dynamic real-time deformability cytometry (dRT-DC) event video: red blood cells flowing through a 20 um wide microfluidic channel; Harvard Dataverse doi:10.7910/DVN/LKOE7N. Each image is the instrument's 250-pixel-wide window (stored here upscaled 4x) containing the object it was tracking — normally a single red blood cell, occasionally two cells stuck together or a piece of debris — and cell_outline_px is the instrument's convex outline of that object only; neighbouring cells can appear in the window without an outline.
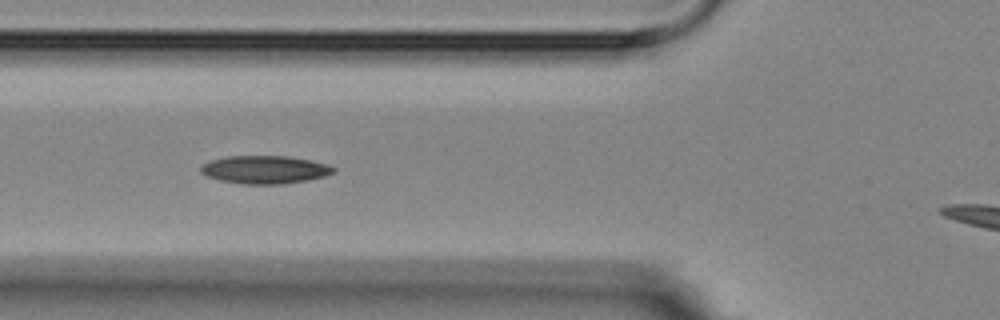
{"species": "Egyptian fruit bat (a non-hibernating species)", "species_latin": "Rousettus aegyptiacus", "temperature_condition": "room temperature", "stored_images_in_passage": 13, "camera_frame_rate_fps": 3000, "um_per_image_px": 0.085, "animal": {"sex": "female"}, "frame": {"image": 1, "passage_image": 5, "time_ms": 6.0, "image_size_px": [1000, 320], "cell_outline_px": [[336, 172], [324, 176], [308, 180], [284, 184], [240, 184], [220, 180], [204, 176], [200, 172], [200, 168], [204, 164], [212, 160], [228, 156], [288, 156], [312, 160], [328, 164], [336, 168]], "centroid_in_image_um": [22.53, 14.42], "position_along_channel_um": 103.3, "area_um2": 21.85}}
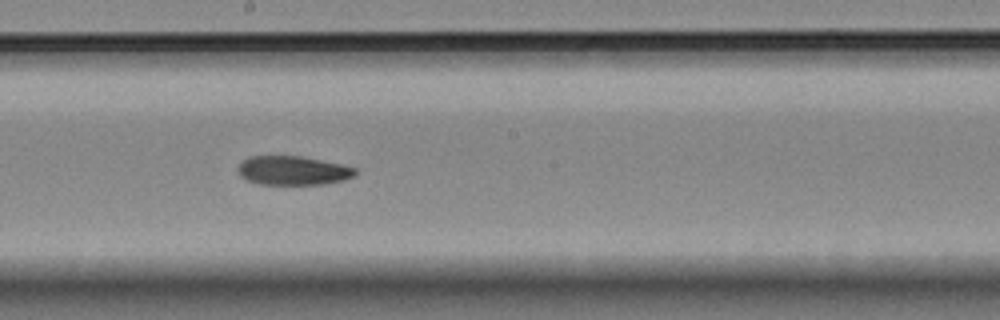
{"frame": {"image": 2, "passage_image": 8, "time_ms": 9.333, "image_size_px": [1000, 320], "cell_outline_px": [[356, 172], [352, 176], [344, 180], [324, 184], [260, 184], [248, 180], [240, 176], [236, 172], [236, 168], [248, 156], [300, 156], [340, 164], [356, 168]], "centroid_in_image_um": [24.85, 14.49], "position_along_channel_um": 223.3, "area_um2": 19.71}}
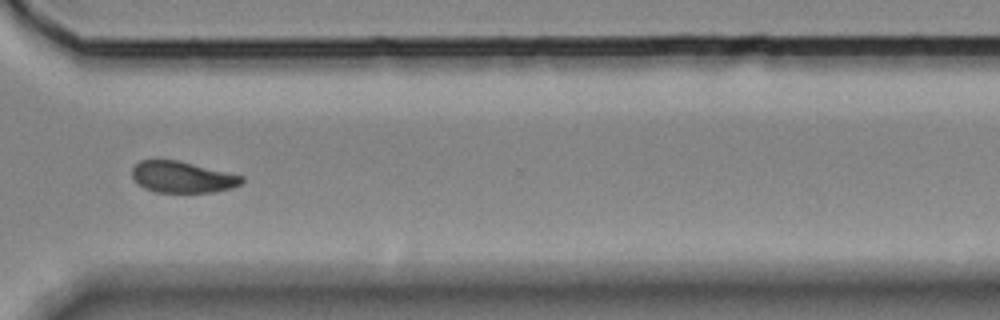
{"frame": {"image": 3, "passage_image": 11, "time_ms": 13.0, "image_size_px": [1000, 320], "cell_outline_px": [[244, 180], [240, 184], [232, 188], [212, 192], [156, 192], [144, 188], [132, 176], [132, 168], [140, 160], [176, 160], [244, 176]], "centroid_in_image_um": [15.5, 15.05], "position_along_channel_um": 355.1, "area_um2": 19.77}}